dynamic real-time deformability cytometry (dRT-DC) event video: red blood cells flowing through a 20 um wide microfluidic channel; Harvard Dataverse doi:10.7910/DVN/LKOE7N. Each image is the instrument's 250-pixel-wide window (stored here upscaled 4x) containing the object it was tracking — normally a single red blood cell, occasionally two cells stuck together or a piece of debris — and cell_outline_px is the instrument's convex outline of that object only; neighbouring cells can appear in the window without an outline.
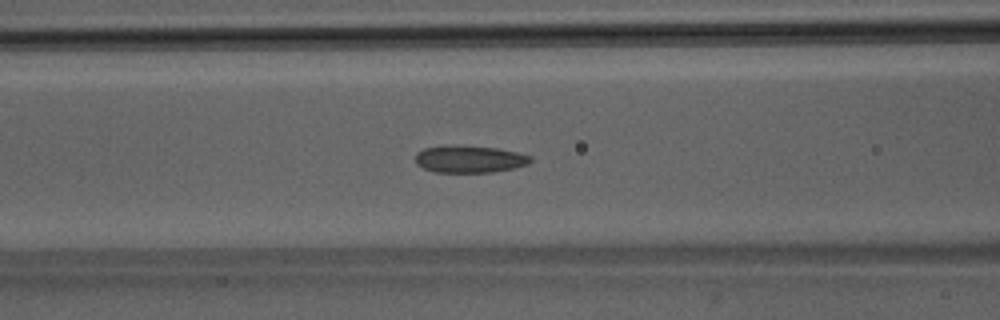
{"species": "Egyptian fruit bat (a non-hibernating species)", "species_latin": "Rousettus aegyptiacus", "temperature_condition": "room temperature", "stored_images_in_passage": 52, "camera_frame_rate_fps": 3000, "um_per_image_px": 0.085, "animal": {"sex": "male"}, "frame": {"image": 1, "passage_image": 22, "time_ms": 7.0, "image_size_px": [1000, 320], "cell_outline_px": [[532, 160], [528, 164], [512, 168], [492, 172], [436, 172], [424, 168], [416, 164], [416, 152], [424, 148], [448, 144], [456, 144], [496, 148], [516, 152], [532, 156]], "centroid_in_image_um": [39.88, 13.5], "position_along_channel_um": 126.7, "area_um2": 18.38}}
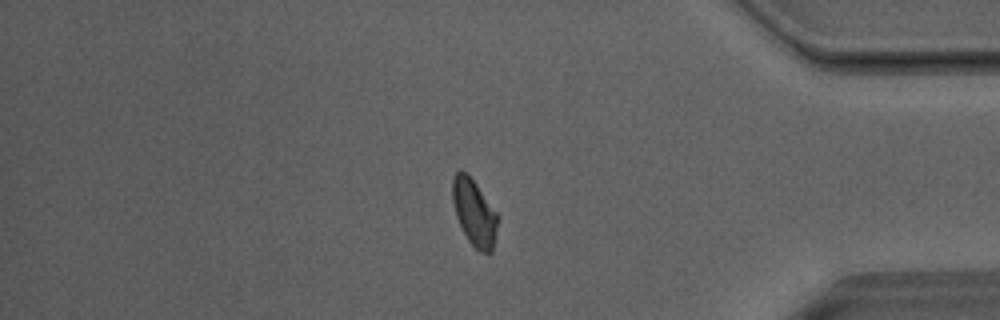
{"frame": {"image": 2, "passage_image": 44, "time_ms": 14.333, "image_size_px": [1000, 320], "cell_outline_px": [[496, 228], [492, 252], [480, 252], [468, 240], [456, 216], [452, 200], [452, 176], [460, 168], [468, 172], [496, 212]], "centroid_in_image_um": [40.26, 17.99], "position_along_channel_um": 394.9, "area_um2": 17.28}}
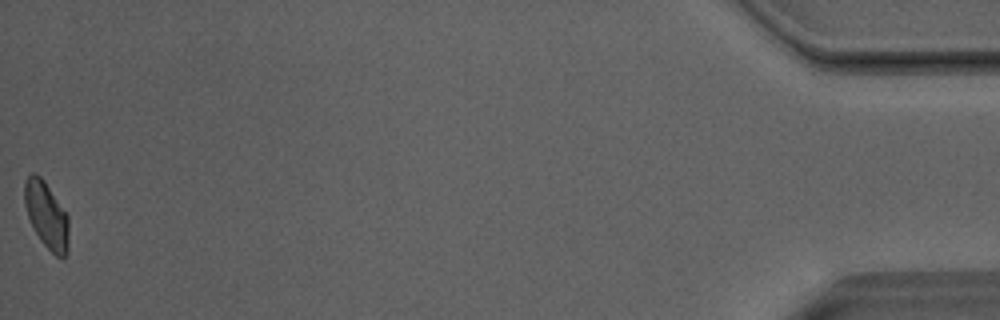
{"frame": {"image": 3, "passage_image": 52, "time_ms": 17.0, "image_size_px": [1000, 320], "cell_outline_px": [[68, 252], [64, 260], [56, 256], [40, 240], [28, 216], [24, 204], [24, 180], [32, 172], [36, 172], [44, 180], [68, 216]], "centroid_in_image_um": [3.95, 18.29], "position_along_channel_um": 431.2, "area_um2": 17.17}, "authors_computed_cell_mechanics": {"area_um2": 18.2359, "velocity_mm_per_s": 4.0278, "shape_relaxation_time_tau1_ms": 8.735, "shape_relaxation_time_tau2_ms": 2.0849, "deformation_change_tau1": 0.1762, "deformation_change_tau2": 0.0861}}